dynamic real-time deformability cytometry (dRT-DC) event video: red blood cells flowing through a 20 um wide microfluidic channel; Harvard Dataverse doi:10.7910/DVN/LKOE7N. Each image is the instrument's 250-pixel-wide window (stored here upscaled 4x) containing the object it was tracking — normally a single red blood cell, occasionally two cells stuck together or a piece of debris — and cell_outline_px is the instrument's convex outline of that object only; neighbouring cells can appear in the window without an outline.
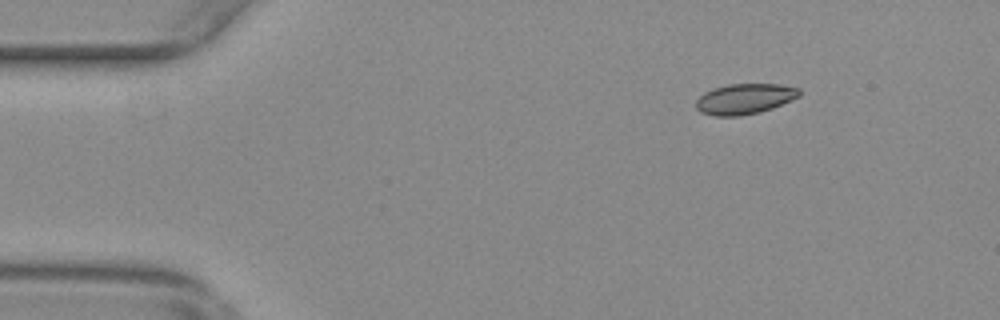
{"species": "common noctule bat (a hibernating species)", "species_latin": "Nyctalus noctula", "temperature_condition": "warm", "stored_images_in_passage": 52, "camera_frame_rate_fps": 3000, "um_per_image_px": 0.085, "animal": {"sex": "female", "body_mass_g": 29.2, "forearm_length_mm": 56.3}, "frame": {"image": 1, "passage_image": 4, "time_ms": 1.0, "image_size_px": [1000, 320], "cell_outline_px": [[800, 96], [772, 108], [760, 112], [740, 116], [712, 116], [700, 112], [696, 108], [696, 100], [704, 92], [712, 88], [728, 84], [780, 84], [800, 88]], "centroid_in_image_um": [63.27, 8.4], "position_along_channel_um": 21.7, "area_um2": 18.5}}
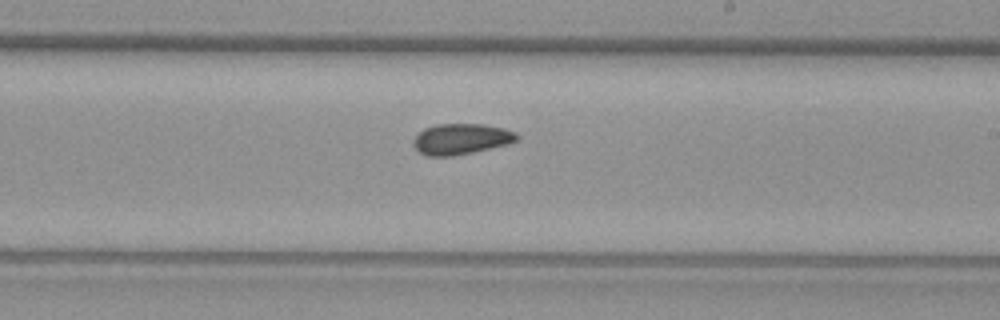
{"frame": {"image": 2, "passage_image": 29, "time_ms": 9.333, "image_size_px": [1000, 320], "cell_outline_px": [[520, 136], [516, 140], [508, 144], [472, 152], [452, 156], [428, 156], [420, 152], [412, 144], [412, 140], [424, 128], [436, 124], [484, 124], [504, 128], [516, 132]], "centroid_in_image_um": [39.2, 11.8], "position_along_channel_um": 249.8, "area_um2": 18.55}}
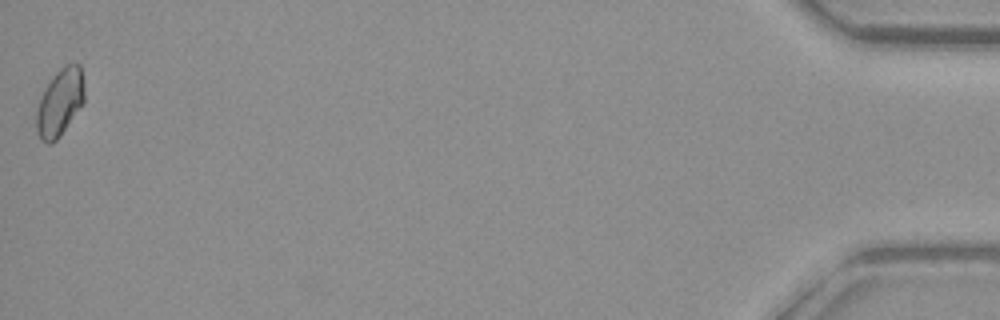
{"frame": {"image": 3, "passage_image": 52, "time_ms": 17.0, "image_size_px": [1000, 320], "cell_outline_px": [[84, 100], [60, 136], [52, 144], [48, 144], [40, 140], [36, 132], [36, 108], [40, 96], [44, 88], [52, 76], [64, 64], [80, 64], [84, 84]], "centroid_in_image_um": [5.05, 8.71], "position_along_channel_um": 430.2, "area_um2": 18.9}, "authors_computed_cell_mechanics": {"area_um2": 18.4671, "velocity_mm_per_s": 3.7259, "shape_relaxation_time_tau1_ms": null, "shape_relaxation_time_tau2_ms": 1.8043, "deformation_change_tau1": null, "deformation_change_tau2": 0.0399}}